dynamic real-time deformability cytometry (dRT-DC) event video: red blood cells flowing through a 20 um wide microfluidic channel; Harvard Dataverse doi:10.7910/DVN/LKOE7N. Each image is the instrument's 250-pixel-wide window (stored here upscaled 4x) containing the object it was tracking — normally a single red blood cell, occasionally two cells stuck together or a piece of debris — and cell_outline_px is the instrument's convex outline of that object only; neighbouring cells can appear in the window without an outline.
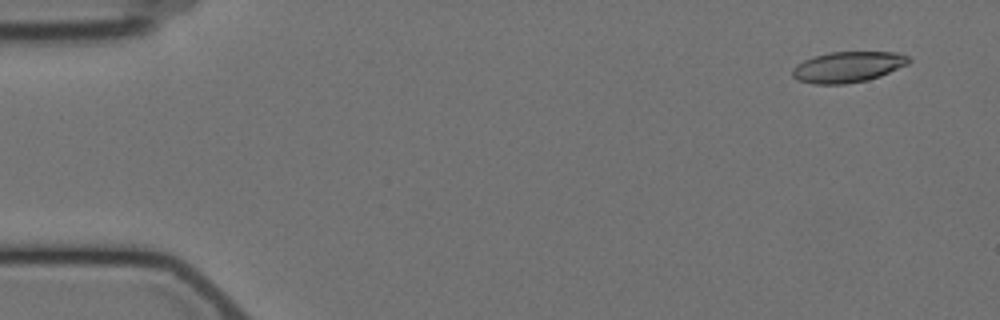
{"species": "Egyptian fruit bat (a non-hibernating species)", "species_latin": "Rousettus aegyptiacus", "temperature_condition": "cold", "stored_images_in_passage": 4, "camera_frame_rate_fps": 3000, "um_per_image_px": 0.085, "animal": {"sex": "female"}, "frame": {"image": 1, "passage_image": 2, "time_ms": 1.0, "image_size_px": [1000, 320], "cell_outline_px": [[912, 60], [908, 64], [880, 76], [868, 80], [844, 84], [812, 84], [800, 80], [792, 76], [792, 68], [796, 64], [804, 60], [816, 56], [832, 52], [896, 52], [908, 56]], "centroid_in_image_um": [72.08, 5.69], "position_along_channel_um": 12.9, "area_um2": 20.81}}